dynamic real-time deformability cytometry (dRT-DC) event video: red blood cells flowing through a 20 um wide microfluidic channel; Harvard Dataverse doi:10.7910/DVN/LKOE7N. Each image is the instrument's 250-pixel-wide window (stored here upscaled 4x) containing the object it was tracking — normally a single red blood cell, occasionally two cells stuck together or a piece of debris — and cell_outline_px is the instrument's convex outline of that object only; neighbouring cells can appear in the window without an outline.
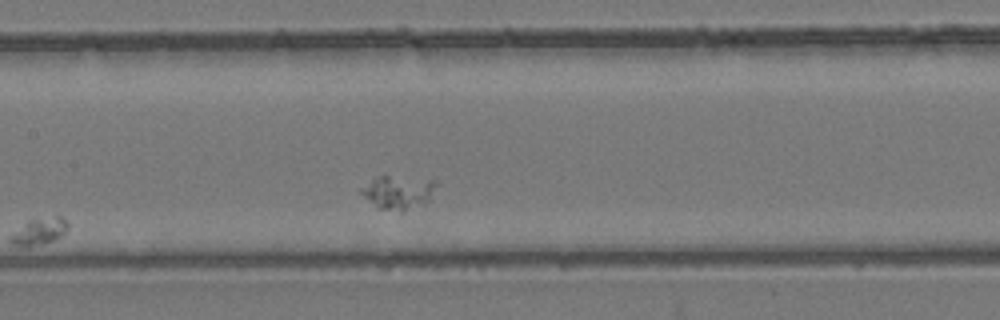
{"species": "common noctule bat (a hibernating species)", "species_latin": "Nyctalus noctula", "temperature_condition": "room temperature", "stored_images_in_passage": 9, "camera_frame_rate_fps": 3000, "um_per_image_px": 0.085, "animal": {"sex": "female", "body_mass_g": 24.6, "forearm_length_mm": 56.2}, "frame": {"image": 1, "passage_image": 9, "time_ms": 2.667, "image_size_px": [1000, 320], "cell_outline_px": [[440, 184], [428, 200], [424, 204], [400, 212], [380, 208], [364, 196], [360, 192], [360, 188], [372, 180], [380, 176], [388, 176], [436, 180]], "centroid_in_image_um": [33.92, 16.34], "position_along_channel_um": 173.5, "area_um2": 14.45}}